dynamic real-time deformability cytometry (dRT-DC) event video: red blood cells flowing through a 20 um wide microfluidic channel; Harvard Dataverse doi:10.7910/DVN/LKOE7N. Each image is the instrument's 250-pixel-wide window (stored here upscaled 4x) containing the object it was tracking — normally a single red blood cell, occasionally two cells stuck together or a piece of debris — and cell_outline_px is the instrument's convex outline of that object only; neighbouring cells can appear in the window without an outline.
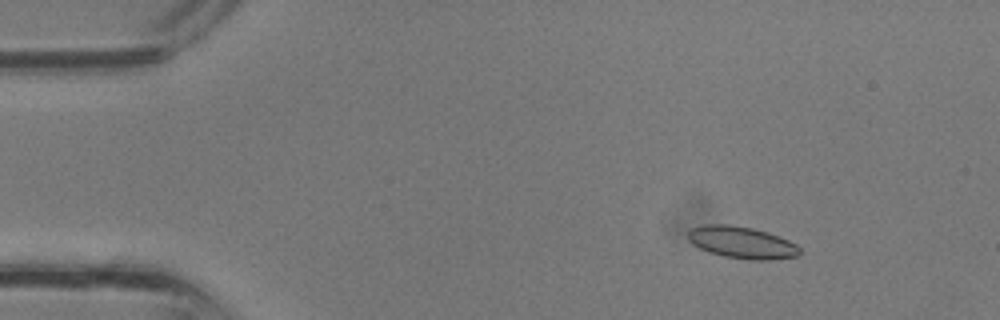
{"species": "common noctule bat (a hibernating species)", "species_latin": "Nyctalus noctula", "temperature_condition": "room temperature", "stored_images_in_passage": 36, "camera_frame_rate_fps": 3000, "um_per_image_px": 0.085, "animal": {"sex": "male", "body_mass_g": 13.3}, "frame": {"image": 1, "passage_image": 5, "time_ms": 1.333, "image_size_px": [1000, 320], "cell_outline_px": [[800, 256], [768, 260], [748, 260], [724, 256], [708, 252], [692, 244], [688, 240], [688, 232], [692, 228], [704, 224], [728, 224], [752, 228], [768, 232], [788, 240], [796, 244], [800, 248]], "centroid_in_image_um": [63.05, 20.61], "position_along_channel_um": 21.9, "area_um2": 20.92}}
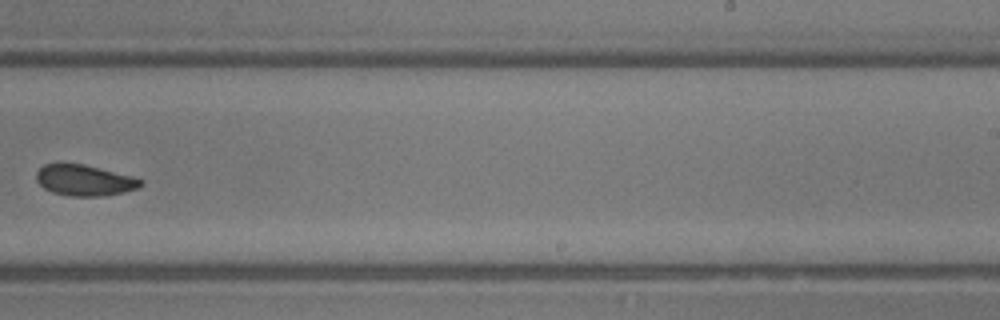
{"frame": {"image": 2, "passage_image": 23, "time_ms": 7.333, "image_size_px": [1000, 320], "cell_outline_px": [[144, 184], [136, 188], [124, 192], [104, 196], [68, 196], [52, 192], [44, 188], [36, 180], [36, 172], [44, 164], [84, 164], [132, 176], [144, 180]], "centroid_in_image_um": [7.19, 15.33], "position_along_channel_um": 281.8, "area_um2": 18.79}}
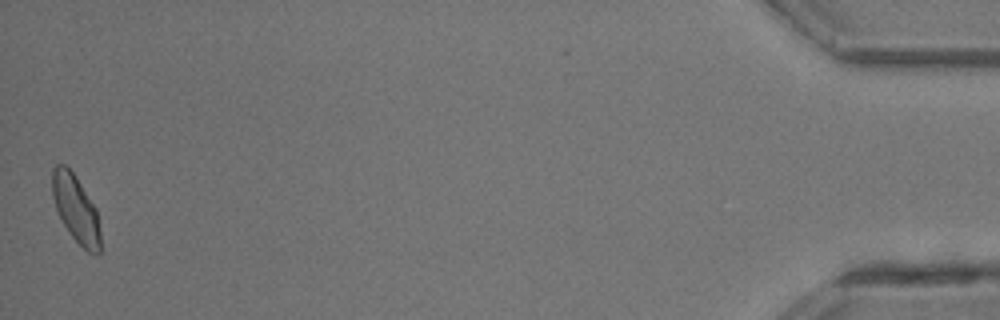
{"frame": {"image": 3, "passage_image": 36, "time_ms": 11.667, "image_size_px": [1000, 320], "cell_outline_px": [[100, 252], [88, 252], [72, 236], [64, 224], [56, 208], [52, 196], [52, 168], [56, 164], [64, 164], [72, 172], [96, 208], [100, 232]], "centroid_in_image_um": [6.43, 17.72], "position_along_channel_um": 428.8, "area_um2": 18.38}}